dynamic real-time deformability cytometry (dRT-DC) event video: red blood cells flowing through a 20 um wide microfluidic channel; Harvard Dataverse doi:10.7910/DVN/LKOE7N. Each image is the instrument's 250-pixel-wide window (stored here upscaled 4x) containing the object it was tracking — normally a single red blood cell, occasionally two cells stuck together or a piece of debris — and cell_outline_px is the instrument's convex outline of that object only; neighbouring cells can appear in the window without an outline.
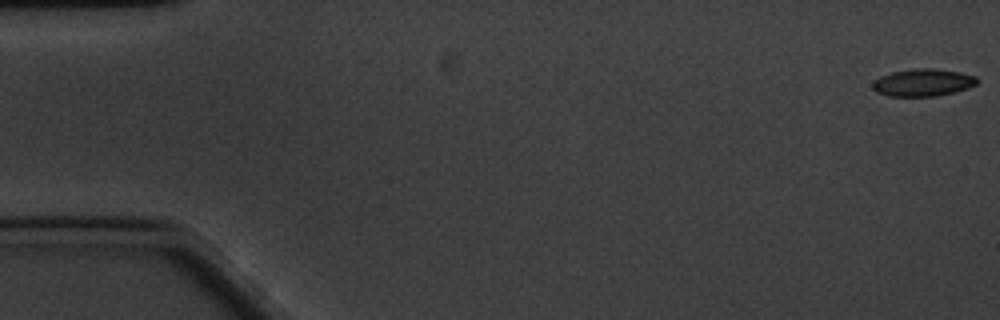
{"species": "common noctule bat (a hibernating species)", "species_latin": "Nyctalus noctula", "temperature_condition": "cold", "stored_images_in_passage": 9, "camera_frame_rate_fps": 3000, "um_per_image_px": 0.085, "animal": {"sex": "male", "body_mass_g": 20.1, "forearm_length_mm": 53.5}, "frame": {"image": 1, "passage_image": 1, "time_ms": 0.0, "image_size_px": [1000, 320], "cell_outline_px": [[976, 84], [968, 88], [936, 96], [888, 96], [876, 92], [872, 88], [872, 84], [880, 76], [892, 72], [912, 68], [932, 68], [960, 72], [976, 76]], "centroid_in_image_um": [78.42, 7.01], "position_along_channel_um": 6.6, "area_um2": 16.59}}